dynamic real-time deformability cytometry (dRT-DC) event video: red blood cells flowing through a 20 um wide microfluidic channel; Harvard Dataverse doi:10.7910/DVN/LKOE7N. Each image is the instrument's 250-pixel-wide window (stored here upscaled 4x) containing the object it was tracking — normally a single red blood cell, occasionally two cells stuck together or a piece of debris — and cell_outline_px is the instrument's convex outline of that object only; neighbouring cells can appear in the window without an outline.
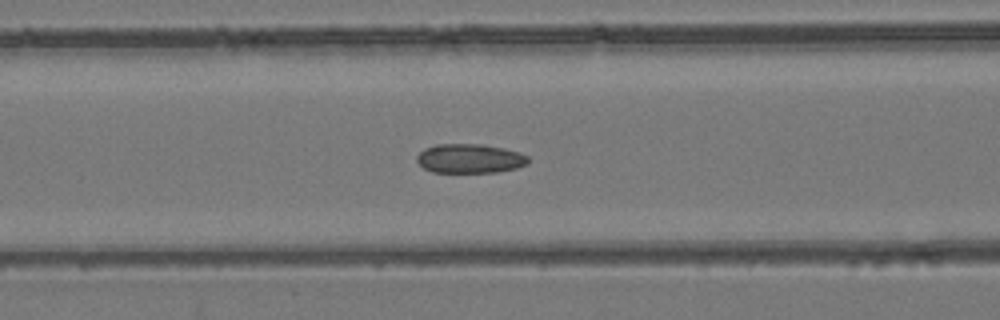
{"species": "common noctule bat (a hibernating species)", "species_latin": "Nyctalus noctula", "temperature_condition": "room temperature", "stored_images_in_passage": 47, "camera_frame_rate_fps": 3000, "um_per_image_px": 0.085, "animal": {"sex": "female", "body_mass_g": 24.6, "forearm_length_mm": 56.2}, "frame": {"image": 1, "passage_image": 16, "time_ms": 5.0, "image_size_px": [1000, 320], "cell_outline_px": [[528, 164], [516, 168], [496, 172], [432, 172], [424, 168], [416, 160], [416, 156], [424, 148], [436, 144], [480, 144], [504, 148], [520, 152], [528, 156]], "centroid_in_image_um": [39.93, 13.47], "position_along_channel_um": 126.7, "area_um2": 19.02}}
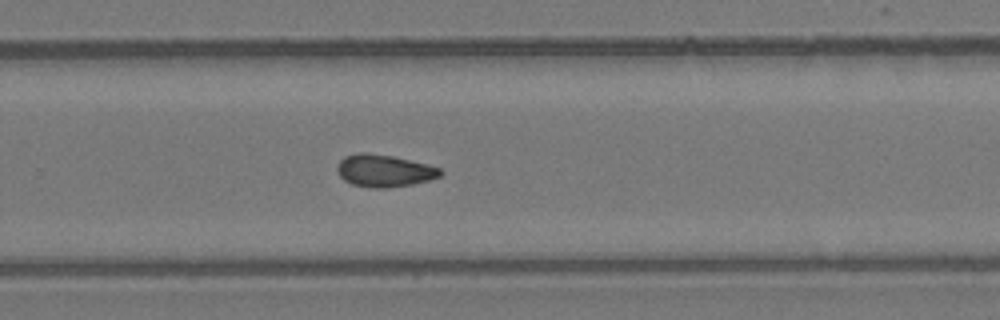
{"frame": {"image": 2, "passage_image": 29, "time_ms": 9.333, "image_size_px": [1000, 320], "cell_outline_px": [[444, 172], [440, 176], [428, 180], [412, 184], [388, 188], [372, 188], [352, 184], [344, 180], [340, 176], [336, 168], [340, 160], [344, 156], [360, 152], [364, 152], [392, 156], [428, 164], [440, 168]], "centroid_in_image_um": [32.65, 14.51], "position_along_channel_um": 297.1, "area_um2": 19.42}}
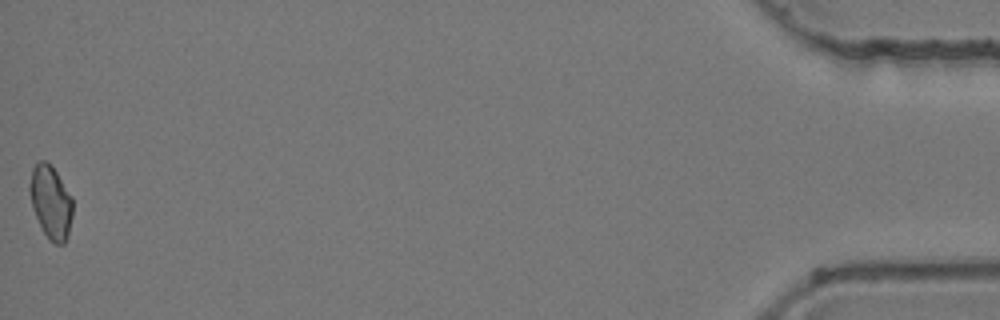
{"frame": {"image": 3, "passage_image": 47, "time_ms": 15.333, "image_size_px": [1000, 320], "cell_outline_px": [[72, 216], [68, 232], [64, 244], [56, 244], [44, 232], [36, 216], [32, 204], [28, 188], [28, 184], [32, 168], [40, 160], [44, 160], [56, 172], [72, 196]], "centroid_in_image_um": [4.31, 17.15], "position_along_channel_um": 430.9, "area_um2": 17.92}, "authors_computed_cell_mechanics": {"area_um2": 18.8428, "velocity_mm_per_s": 3.9405, "shape_relaxation_time_tau1_ms": null, "shape_relaxation_time_tau2_ms": 5.0254, "deformation_change_tau1": null, "deformation_change_tau2": 0.1033}}